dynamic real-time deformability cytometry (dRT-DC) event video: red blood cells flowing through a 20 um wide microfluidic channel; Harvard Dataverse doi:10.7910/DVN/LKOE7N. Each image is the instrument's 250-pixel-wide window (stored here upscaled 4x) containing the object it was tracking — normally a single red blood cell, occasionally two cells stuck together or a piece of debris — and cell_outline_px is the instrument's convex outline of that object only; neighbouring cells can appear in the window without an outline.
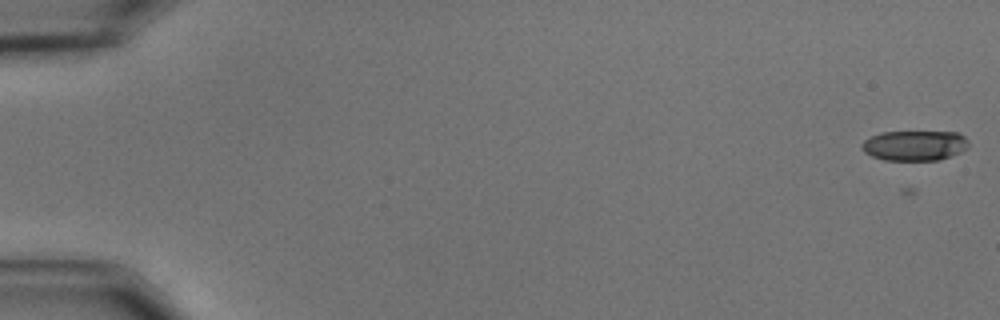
{"species": "common noctule bat (a hibernating species)", "species_latin": "Nyctalus noctula", "temperature_condition": "cold", "stored_images_in_passage": 11, "camera_frame_rate_fps": 3000, "um_per_image_px": 0.085, "animal": {"sex": "male", "body_mass_g": 15.6}, "frame": {"image": 1, "passage_image": 4, "time_ms": 1.0, "image_size_px": [1000, 320], "cell_outline_px": [[968, 148], [960, 152], [940, 160], [884, 160], [872, 156], [864, 152], [860, 148], [860, 144], [864, 140], [880, 132], [960, 132], [968, 140]], "centroid_in_image_um": [77.73, 12.37], "position_along_channel_um": 7.3, "area_um2": 18.9}}